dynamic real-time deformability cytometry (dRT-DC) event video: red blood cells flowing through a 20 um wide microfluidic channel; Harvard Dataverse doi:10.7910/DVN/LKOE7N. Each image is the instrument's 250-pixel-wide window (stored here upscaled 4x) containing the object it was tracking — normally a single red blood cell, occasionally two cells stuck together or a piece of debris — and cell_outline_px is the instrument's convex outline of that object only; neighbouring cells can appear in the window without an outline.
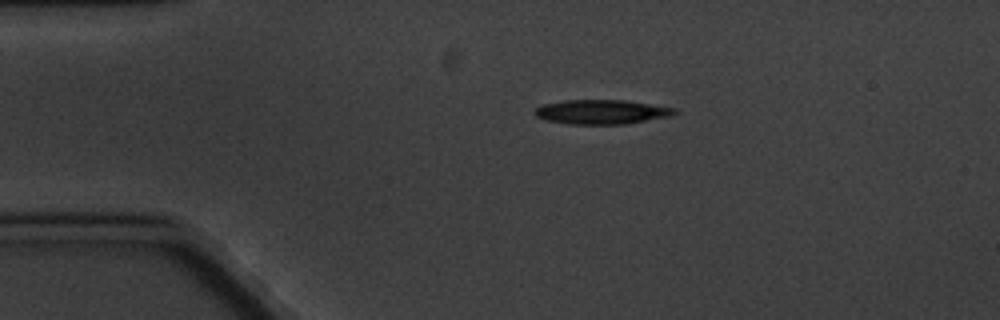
{"species": "common noctule bat (a hibernating species)", "species_latin": "Nyctalus noctula", "temperature_condition": "cold", "stored_images_in_passage": 4, "camera_frame_rate_fps": 3000, "um_per_image_px": 0.085, "animal": {"sex": "male", "body_mass_g": 20.1, "forearm_length_mm": 53.5}, "frame": {"image": 1, "passage_image": 1, "time_ms": 0.0, "image_size_px": [1000, 320], "cell_outline_px": [[680, 112], [672, 116], [624, 124], [568, 124], [544, 120], [536, 116], [532, 112], [536, 108], [544, 104], [564, 100], [624, 100], [676, 108]], "centroid_in_image_um": [51.14, 9.51], "position_along_channel_um": 33.9, "area_um2": 20.0}}
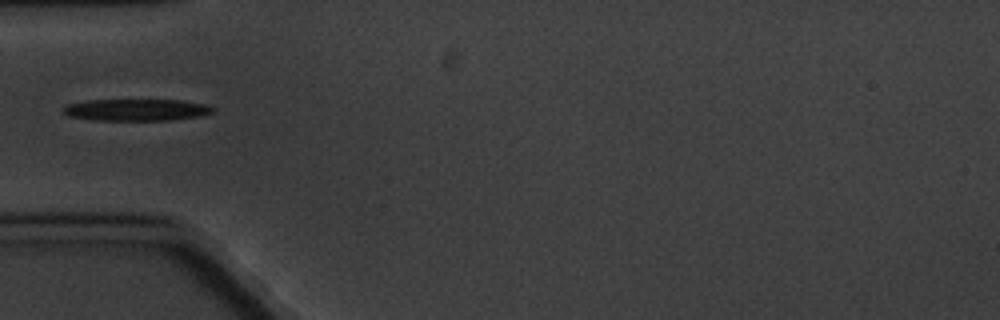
{"frame": {"image": 2, "passage_image": 3, "time_ms": 2.333, "image_size_px": [1000, 320], "cell_outline_px": [[216, 112], [200, 116], [172, 120], [96, 120], [68, 116], [60, 108], [68, 104], [88, 100], [180, 100], [204, 104], [216, 108]], "centroid_in_image_um": [11.62, 9.34], "position_along_channel_um": 73.4, "area_um2": 19.07}}